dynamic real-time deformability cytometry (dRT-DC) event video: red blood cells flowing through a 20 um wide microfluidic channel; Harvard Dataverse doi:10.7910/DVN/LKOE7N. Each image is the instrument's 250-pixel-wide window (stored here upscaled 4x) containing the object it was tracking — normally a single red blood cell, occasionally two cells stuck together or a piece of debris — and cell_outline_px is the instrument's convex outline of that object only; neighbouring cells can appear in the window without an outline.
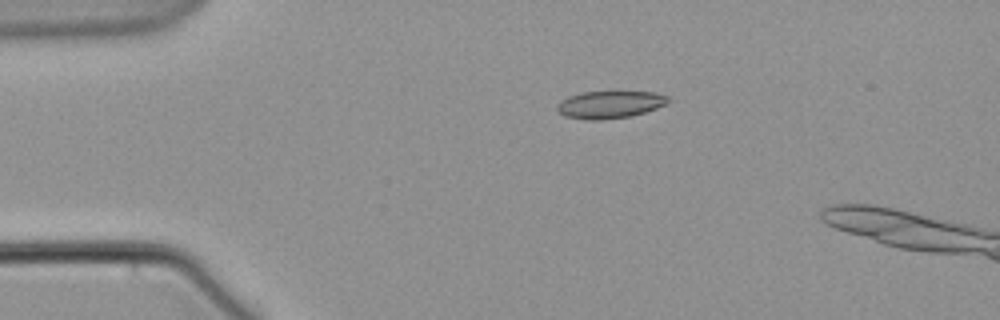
{"species": "common noctule bat (a hibernating species)", "species_latin": "Nyctalus noctula", "temperature_condition": "warm", "stored_images_in_passage": 9, "camera_frame_rate_fps": 3000, "um_per_image_px": 0.085, "animal": {"sex": "male", "body_mass_g": 21.5, "forearm_length_mm": 52.0}, "frame": {"image": 1, "passage_image": 4, "time_ms": 3.667, "image_size_px": [1000, 320], "cell_outline_px": [[672, 100], [656, 108], [644, 112], [628, 116], [600, 120], [588, 120], [564, 116], [556, 108], [556, 104], [560, 100], [568, 96], [580, 92], [656, 92], [668, 96]], "centroid_in_image_um": [51.8, 8.88], "position_along_channel_um": 33.2, "area_um2": 17.69}}
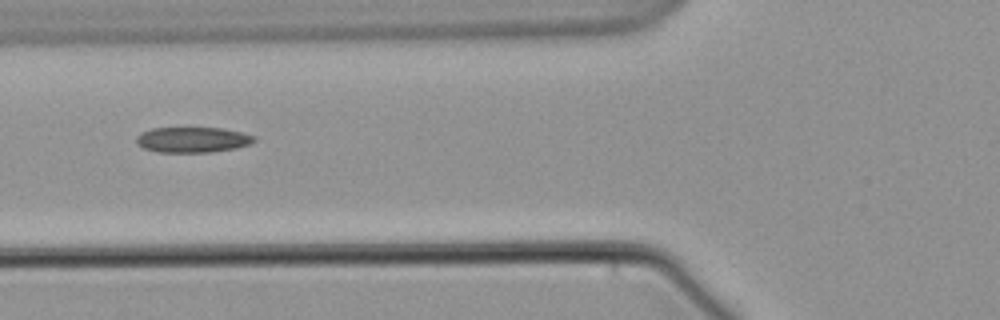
{"frame": {"image": 2, "passage_image": 7, "time_ms": 7.333, "image_size_px": [1000, 320], "cell_outline_px": [[256, 140], [248, 144], [236, 148], [212, 152], [156, 152], [144, 148], [136, 144], [136, 136], [140, 132], [152, 128], [224, 128], [256, 136]], "centroid_in_image_um": [16.34, 11.87], "position_along_channel_um": 109.5, "area_um2": 17.57}}